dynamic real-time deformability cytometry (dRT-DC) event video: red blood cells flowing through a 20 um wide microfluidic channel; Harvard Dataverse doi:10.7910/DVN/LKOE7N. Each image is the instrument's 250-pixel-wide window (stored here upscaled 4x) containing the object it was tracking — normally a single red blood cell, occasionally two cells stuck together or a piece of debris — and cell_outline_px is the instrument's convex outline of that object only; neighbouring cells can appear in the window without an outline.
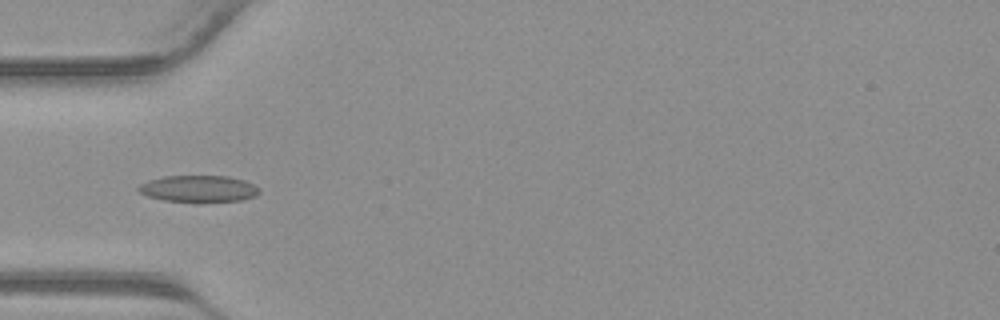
{"species": "common noctule bat (a hibernating species)", "species_latin": "Nyctalus noctula", "temperature_condition": "warm", "stored_images_in_passage": 41, "camera_frame_rate_fps": 3000, "um_per_image_px": 0.085, "animal": {"sex": "male", "body_mass_g": 23.1, "forearm_length_mm": 52.7}, "frame": {"image": 1, "passage_image": 13, "time_ms": 4.0, "image_size_px": [1000, 320], "cell_outline_px": [[260, 192], [256, 196], [240, 200], [204, 204], [196, 204], [164, 200], [148, 196], [140, 192], [136, 188], [140, 184], [148, 180], [164, 176], [228, 176], [244, 180], [260, 188]], "centroid_in_image_um": [16.89, 16.08], "position_along_channel_um": 68.1, "area_um2": 19.42}}
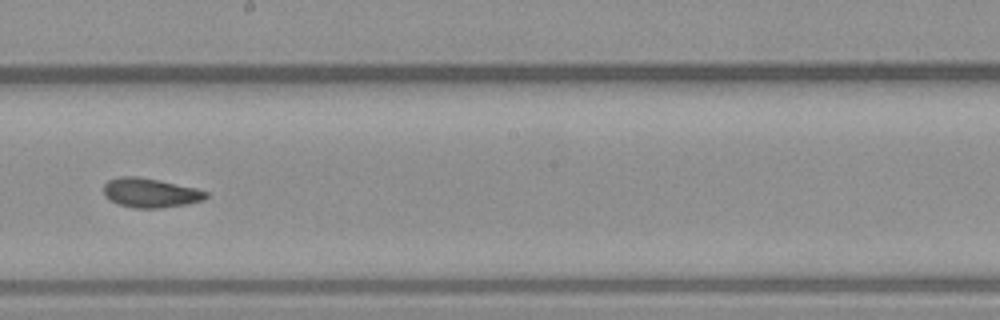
{"frame": {"image": 2, "passage_image": 23, "time_ms": 7.333, "image_size_px": [1000, 320], "cell_outline_px": [[208, 196], [204, 200], [188, 204], [160, 208], [132, 208], [116, 204], [104, 196], [104, 184], [108, 180], [120, 176], [136, 176], [160, 180], [196, 188], [208, 192]], "centroid_in_image_um": [12.77, 16.39], "position_along_channel_um": 235.4, "area_um2": 17.74}}
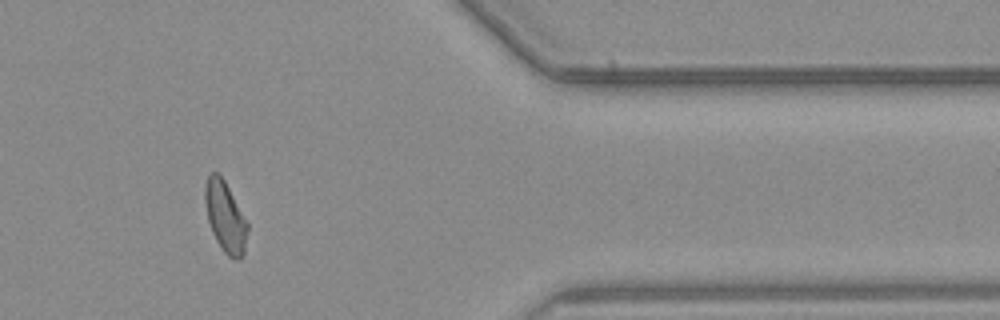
{"frame": {"image": 3, "passage_image": 34, "time_ms": 11.0, "image_size_px": [1000, 320], "cell_outline_px": [[248, 228], [244, 256], [240, 260], [236, 260], [228, 256], [224, 252], [216, 240], [212, 232], [208, 220], [204, 200], [204, 188], [208, 176], [212, 172], [216, 172], [224, 180], [248, 224]], "centroid_in_image_um": [19.15, 18.47], "position_along_channel_um": 392.3, "area_um2": 17.4}}